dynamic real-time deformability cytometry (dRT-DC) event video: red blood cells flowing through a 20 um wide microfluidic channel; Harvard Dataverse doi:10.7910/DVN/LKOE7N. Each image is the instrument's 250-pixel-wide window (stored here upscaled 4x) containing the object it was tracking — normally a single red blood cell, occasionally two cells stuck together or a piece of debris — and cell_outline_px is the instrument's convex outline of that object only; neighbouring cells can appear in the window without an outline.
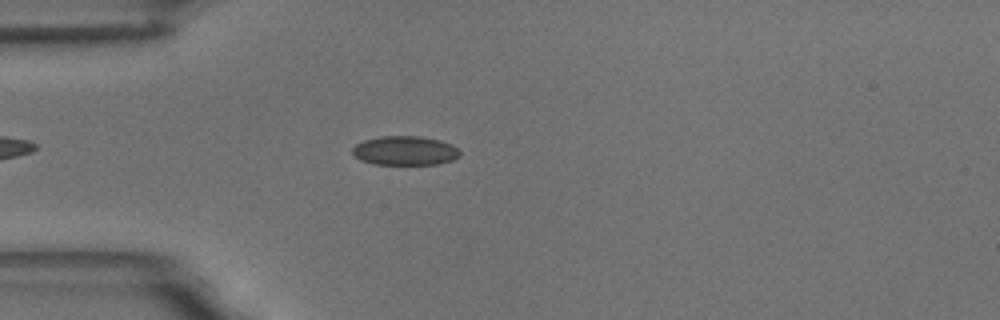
{"species": "common noctule bat (a hibernating species)", "species_latin": "Nyctalus noctula", "temperature_condition": "room temperature", "stored_images_in_passage": 2, "camera_frame_rate_fps": 3000, "um_per_image_px": 0.085, "animal": {"sex": "male", "body_mass_g": 18.8}, "frame": {"image": 1, "passage_image": 2, "time_ms": 1.333, "image_size_px": [1000, 320], "cell_outline_px": [[460, 156], [452, 160], [436, 164], [372, 164], [360, 160], [352, 152], [352, 148], [356, 144], [364, 140], [380, 136], [420, 136], [440, 140], [452, 144], [460, 152]], "centroid_in_image_um": [34.41, 12.8], "position_along_channel_um": 50.6, "area_um2": 18.26}}